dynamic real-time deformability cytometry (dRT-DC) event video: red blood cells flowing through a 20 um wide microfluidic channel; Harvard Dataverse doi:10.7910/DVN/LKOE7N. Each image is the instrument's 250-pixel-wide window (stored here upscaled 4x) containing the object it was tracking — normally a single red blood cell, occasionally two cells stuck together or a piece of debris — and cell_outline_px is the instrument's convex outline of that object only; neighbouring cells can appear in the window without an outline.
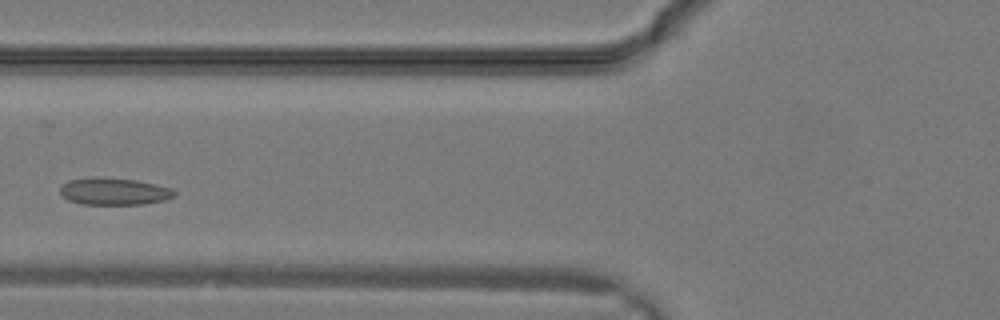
{"species": "common noctule bat (a hibernating species)", "species_latin": "Nyctalus noctula", "temperature_condition": "warm", "stored_images_in_passage": 9, "camera_frame_rate_fps": 3000, "um_per_image_px": 0.085, "animal": {"sex": "male", "body_mass_g": 19.2, "forearm_length_mm": 51.8}, "frame": {"image": 1, "passage_image": 6, "time_ms": 1.667, "image_size_px": [1000, 320], "cell_outline_px": [[176, 196], [164, 200], [144, 204], [80, 204], [68, 200], [60, 192], [60, 188], [68, 180], [100, 176], [104, 176], [136, 180], [172, 188], [176, 192]], "centroid_in_image_um": [9.71, 16.26], "position_along_channel_um": 116.1, "area_um2": 18.15}}
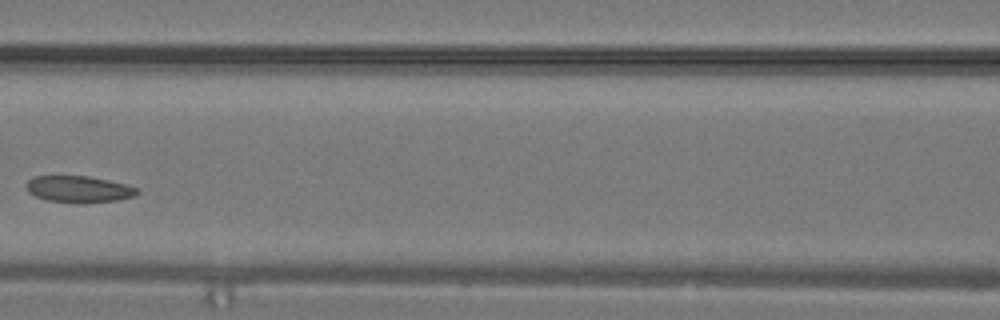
{"frame": {"image": 2, "passage_image": 8, "time_ms": 2.333, "image_size_px": [1000, 320], "cell_outline_px": [[140, 192], [136, 196], [116, 200], [76, 204], [48, 200], [36, 196], [28, 192], [28, 180], [32, 176], [88, 176], [108, 180], [140, 188]], "centroid_in_image_um": [6.74, 16.09], "position_along_channel_um": 159.9, "area_um2": 17.22}}